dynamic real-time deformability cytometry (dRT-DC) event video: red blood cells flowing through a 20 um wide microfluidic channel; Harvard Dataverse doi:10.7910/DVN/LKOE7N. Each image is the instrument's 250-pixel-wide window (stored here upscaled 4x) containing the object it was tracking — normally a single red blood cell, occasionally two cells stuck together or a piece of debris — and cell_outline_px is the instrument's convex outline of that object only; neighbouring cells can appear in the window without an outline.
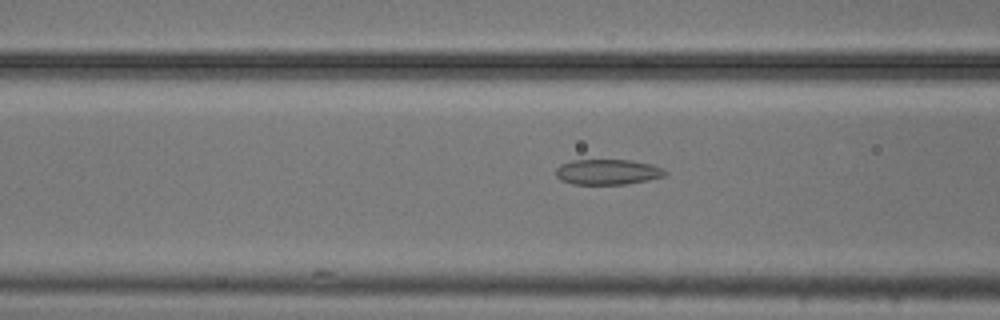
{"species": "common noctule bat (a hibernating species)", "species_latin": "Nyctalus noctula", "temperature_condition": "cold", "stored_images_in_passage": 19, "camera_frame_rate_fps": 3000, "um_per_image_px": 0.085, "animal": {"sex": "male", "body_mass_g": 20.5, "forearm_length_mm": 52.5}, "frame": {"image": 1, "passage_image": 12, "time_ms": 3.667, "image_size_px": [1000, 320], "cell_outline_px": [[668, 176], [648, 180], [624, 184], [572, 184], [560, 180], [556, 176], [556, 168], [560, 164], [572, 160], [628, 160], [652, 164], [664, 168], [668, 172]], "centroid_in_image_um": [51.68, 14.61], "position_along_channel_um": 114.9, "area_um2": 16.36}}